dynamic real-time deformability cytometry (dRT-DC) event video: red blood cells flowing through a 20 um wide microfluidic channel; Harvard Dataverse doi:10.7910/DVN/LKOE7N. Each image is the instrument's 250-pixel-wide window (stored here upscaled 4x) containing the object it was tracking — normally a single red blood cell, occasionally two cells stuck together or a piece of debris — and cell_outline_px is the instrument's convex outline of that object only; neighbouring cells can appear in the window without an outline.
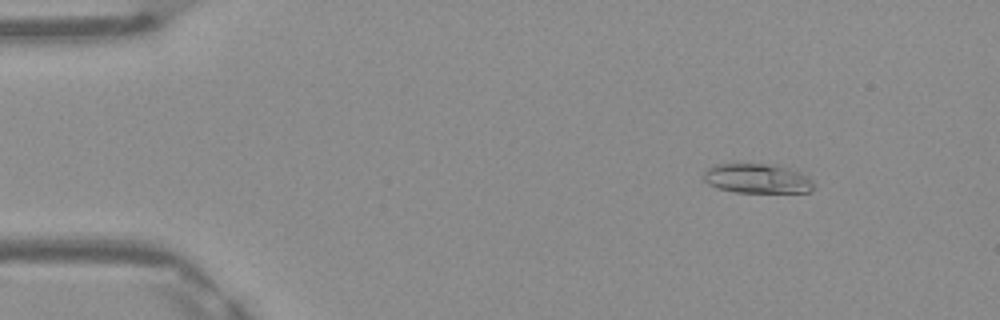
{"species": "Egyptian fruit bat (a non-hibernating species)", "species_latin": "Rousettus aegyptiacus", "temperature_condition": "warm", "stored_images_in_passage": 49, "camera_frame_rate_fps": 3000, "um_per_image_px": 0.085, "frame": {"image": 1, "passage_image": 7, "time_ms": 2.0, "image_size_px": [1000, 320], "cell_outline_px": [[812, 192], [736, 192], [716, 188], [708, 184], [704, 180], [704, 172], [708, 168], [716, 164], [736, 160], [780, 164], [792, 168], [808, 176], [812, 180]], "centroid_in_image_um": [64.33, 15.1], "position_along_channel_um": 20.7, "area_um2": 20.06}}
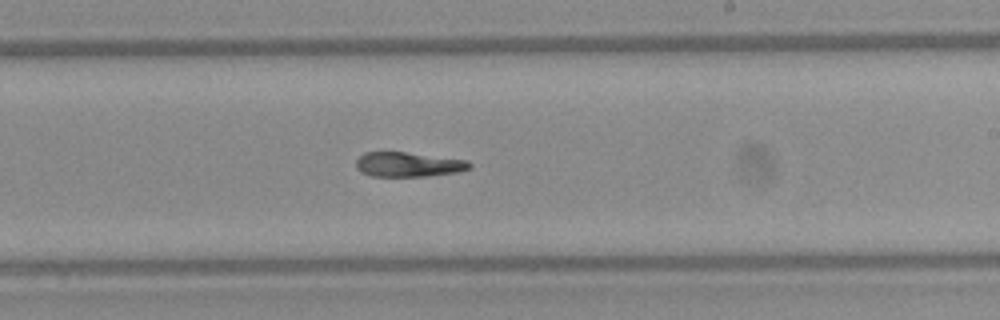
{"frame": {"image": 2, "passage_image": 30, "time_ms": 9.667, "image_size_px": [1000, 320], "cell_outline_px": [[472, 168], [456, 172], [428, 176], [372, 176], [360, 172], [356, 168], [356, 160], [364, 152], [404, 152], [468, 160], [472, 164]], "centroid_in_image_um": [34.7, 13.98], "position_along_channel_um": 254.3, "area_um2": 16.3}}
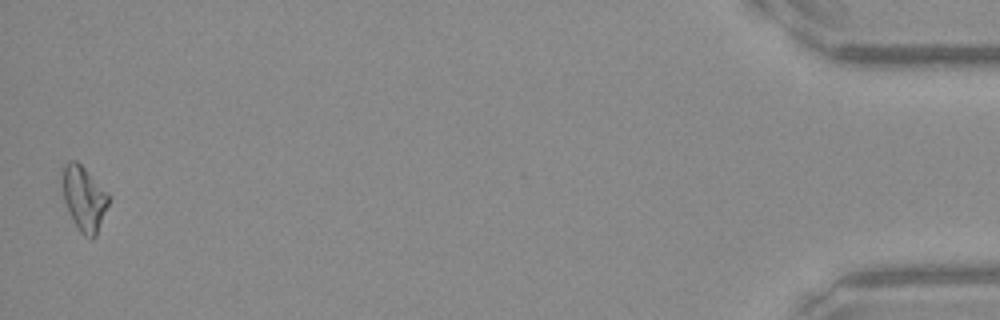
{"frame": {"image": 3, "passage_image": 49, "time_ms": 16.0, "image_size_px": [1000, 320], "cell_outline_px": [[108, 204], [96, 236], [92, 240], [84, 236], [80, 232], [64, 200], [60, 180], [64, 164], [68, 160], [76, 160], [108, 192]], "centroid_in_image_um": [7.12, 16.84], "position_along_channel_um": 428.1, "area_um2": 17.34}, "authors_computed_cell_mechanics": {"area_um2": 17.5134, "velocity_mm_per_s": 4.1802, "shape_relaxation_time_tau1_ms": null, "shape_relaxation_time_tau2_ms": 4.3108, "deformation_change_tau1": null, "deformation_change_tau2": 0.1402}}